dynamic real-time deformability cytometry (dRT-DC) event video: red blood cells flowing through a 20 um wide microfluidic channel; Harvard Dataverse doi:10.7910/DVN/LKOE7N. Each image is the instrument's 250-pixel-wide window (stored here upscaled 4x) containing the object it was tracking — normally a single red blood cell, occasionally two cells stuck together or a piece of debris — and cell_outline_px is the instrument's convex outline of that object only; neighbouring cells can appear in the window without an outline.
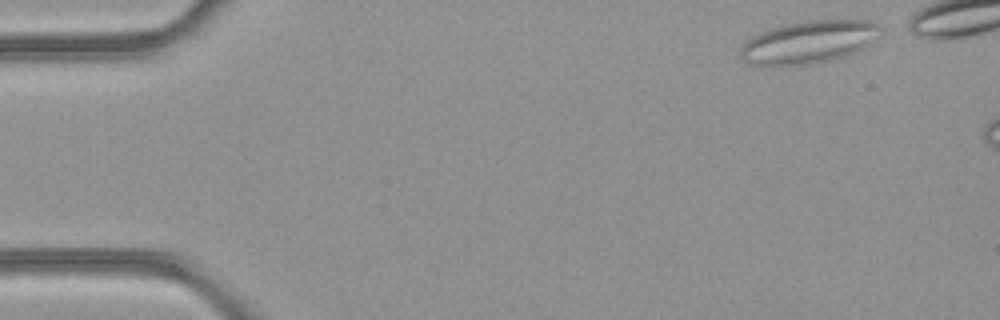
{"species": "common noctule bat (a hibernating species)", "species_latin": "Nyctalus noctula", "temperature_condition": "room temperature", "stored_images_in_passage": 9, "camera_frame_rate_fps": 3000, "um_per_image_px": 0.085, "animal": {"sex": "female", "body_mass_g": 21.9}, "frame": {"image": 1, "passage_image": 1, "time_ms": 0.0, "image_size_px": [1000, 320], "cell_outline_px": [[880, 36], [864, 48], [828, 60], [804, 64], [748, 64], [740, 56], [740, 48], [752, 36], [772, 28], [784, 24], [804, 20], [872, 20], [880, 24]], "centroid_in_image_um": [68.78, 3.53], "position_along_channel_um": 16.2, "area_um2": 34.22}}